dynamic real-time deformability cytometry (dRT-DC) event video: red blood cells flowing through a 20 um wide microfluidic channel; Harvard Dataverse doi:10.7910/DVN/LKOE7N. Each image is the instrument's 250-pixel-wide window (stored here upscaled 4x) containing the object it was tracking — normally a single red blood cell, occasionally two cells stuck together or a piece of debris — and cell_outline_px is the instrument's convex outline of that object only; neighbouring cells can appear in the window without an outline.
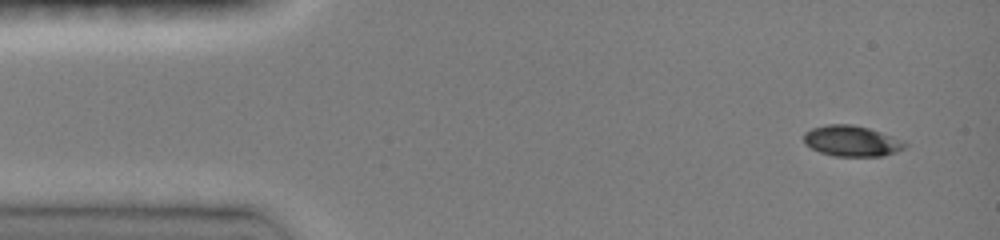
{"species": "common noctule bat (a hibernating species)", "species_latin": "Nyctalus noctula", "temperature_condition": "room temperature", "stored_images_in_passage": 21, "camera_frame_rate_fps": 3000, "um_per_image_px": 0.085, "animal": {"sex": "female", "body_mass_g": 19.0, "forearm_length_mm": 51.5}, "frame": {"image": 1, "passage_image": 1, "time_ms": 0.0, "image_size_px": [1000, 240], "cell_outline_px": [[908, 144], [904, 148], [896, 152], [884, 156], [832, 156], [820, 152], [804, 144], [804, 132], [812, 128], [828, 124], [852, 124], [868, 128], [892, 136]], "centroid_in_image_um": [72.37, 11.99], "position_along_channel_um": 12.6, "area_um2": 18.09}}
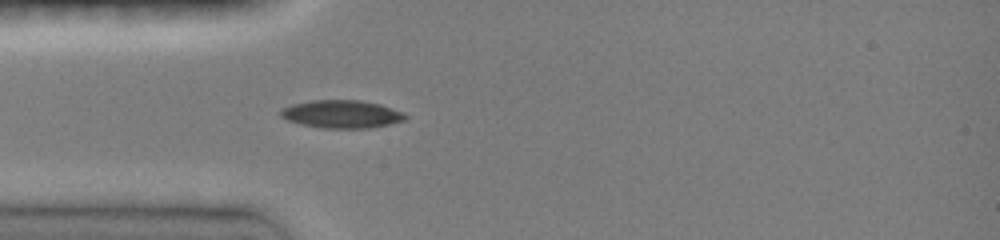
{"frame": {"image": 2, "passage_image": 13, "time_ms": 3.333, "image_size_px": [1000, 240], "cell_outline_px": [[408, 116], [404, 120], [388, 124], [368, 128], [320, 128], [300, 124], [288, 120], [280, 116], [276, 112], [280, 108], [292, 104], [312, 100], [360, 100], [380, 104], [404, 112]], "centroid_in_image_um": [28.99, 9.69], "position_along_channel_um": 56.0, "area_um2": 20.46}}
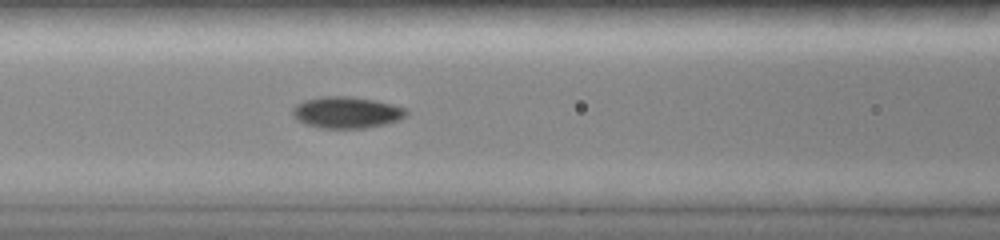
{"frame": {"image": 3, "passage_image": 21, "time_ms": 5.333, "image_size_px": [1000, 240], "cell_outline_px": [[408, 116], [400, 120], [388, 124], [368, 128], [320, 128], [304, 124], [296, 120], [292, 116], [292, 108], [296, 104], [304, 100], [320, 96], [348, 96], [376, 100], [408, 108]], "centroid_in_image_um": [29.49, 9.56], "position_along_channel_um": 137.1, "area_um2": 21.44}}